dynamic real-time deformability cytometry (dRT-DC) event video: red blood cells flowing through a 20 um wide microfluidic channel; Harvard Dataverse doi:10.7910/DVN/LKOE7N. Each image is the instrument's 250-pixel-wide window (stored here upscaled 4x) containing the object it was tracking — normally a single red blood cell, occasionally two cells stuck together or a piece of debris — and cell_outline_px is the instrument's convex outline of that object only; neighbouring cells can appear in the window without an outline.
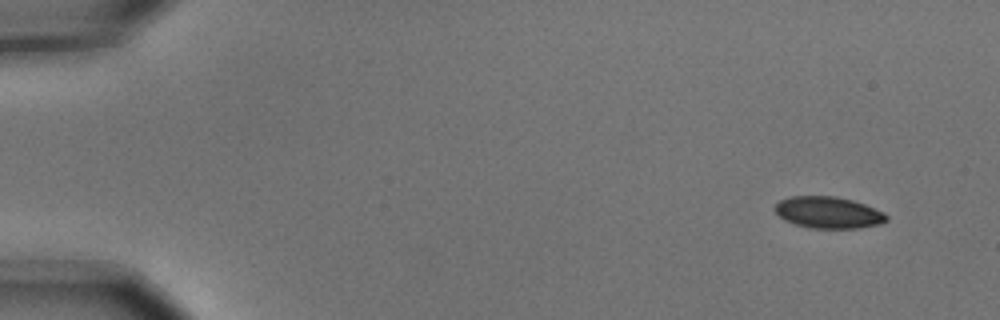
{"species": "common noctule bat (a hibernating species)", "species_latin": "Nyctalus noctula", "temperature_condition": "cold", "stored_images_in_passage": 6, "camera_frame_rate_fps": 3000, "um_per_image_px": 0.085, "animal": {"sex": "male", "body_mass_g": 15.6}, "frame": {"image": 1, "passage_image": 1, "time_ms": 0.0, "image_size_px": [1000, 320], "cell_outline_px": [[888, 220], [880, 224], [860, 228], [808, 228], [784, 220], [772, 208], [780, 200], [788, 196], [836, 196], [852, 200], [864, 204], [884, 212], [888, 216]], "centroid_in_image_um": [70.4, 18.06], "position_along_channel_um": 14.6, "area_um2": 20.69}}
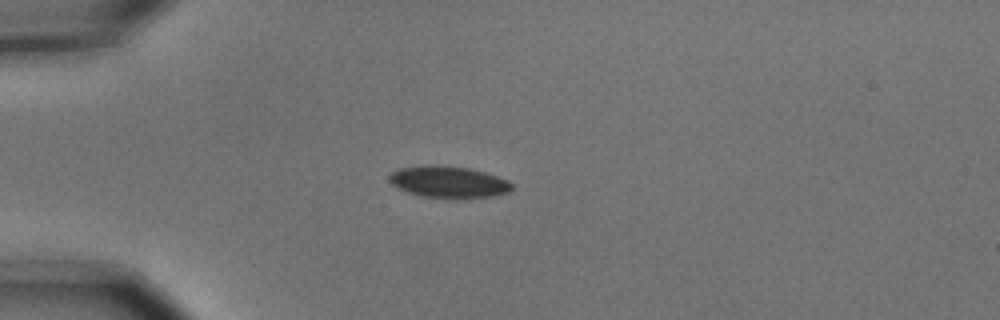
{"frame": {"image": 2, "passage_image": 4, "time_ms": 1.0, "image_size_px": [1000, 320], "cell_outline_px": [[512, 188], [508, 192], [492, 196], [420, 196], [408, 192], [392, 184], [388, 180], [388, 176], [392, 172], [400, 168], [468, 168], [484, 172], [508, 180], [512, 184]], "centroid_in_image_um": [38.15, 15.49], "position_along_channel_um": 46.9, "area_um2": 20.87}}
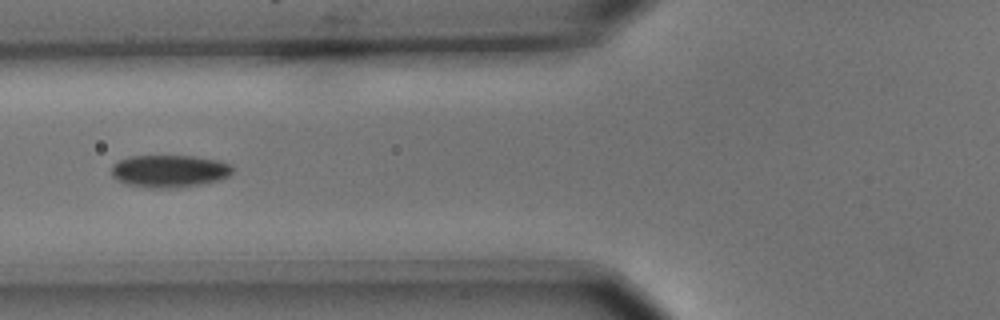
{"frame": {"image": 3, "passage_image": 6, "time_ms": 1.667, "image_size_px": [1000, 320], "cell_outline_px": [[232, 172], [228, 176], [220, 180], [200, 184], [176, 188], [152, 188], [124, 184], [116, 180], [112, 176], [112, 164], [128, 156], [192, 156], [220, 160], [232, 164]], "centroid_in_image_um": [14.39, 14.54], "position_along_channel_um": 111.4, "area_um2": 23.12}}